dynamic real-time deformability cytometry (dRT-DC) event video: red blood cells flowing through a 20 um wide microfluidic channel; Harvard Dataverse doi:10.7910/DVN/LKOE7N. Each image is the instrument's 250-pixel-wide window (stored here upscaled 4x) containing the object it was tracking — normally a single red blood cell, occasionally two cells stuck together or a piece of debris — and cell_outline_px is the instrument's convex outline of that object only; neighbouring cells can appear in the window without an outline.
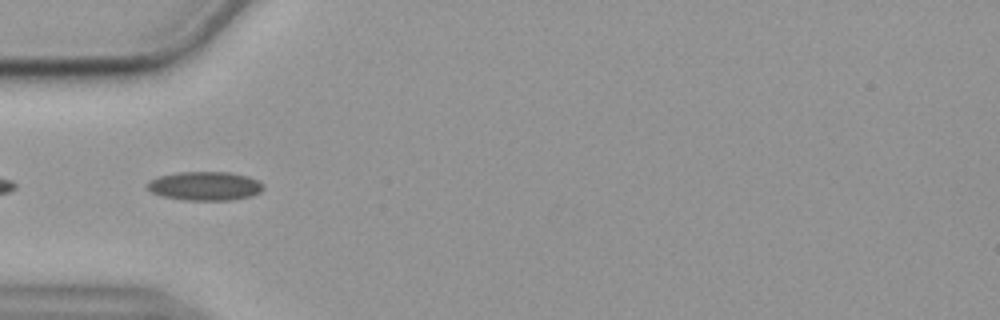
{"species": "common noctule bat (a hibernating species)", "species_latin": "Nyctalus noctula", "temperature_condition": "cold", "stored_images_in_passage": 31, "camera_frame_rate_fps": 3000, "um_per_image_px": 0.085, "animal": {"sex": "female", "body_mass_g": 19.9}, "frame": {"image": 1, "passage_image": 18, "time_ms": 5.667, "image_size_px": [1000, 320], "cell_outline_px": [[264, 188], [260, 192], [252, 196], [228, 200], [188, 200], [164, 196], [152, 192], [148, 188], [148, 184], [152, 180], [160, 176], [180, 172], [228, 172], [248, 176], [264, 184]], "centroid_in_image_um": [17.48, 15.81], "position_along_channel_um": 67.5, "area_um2": 19.19}}